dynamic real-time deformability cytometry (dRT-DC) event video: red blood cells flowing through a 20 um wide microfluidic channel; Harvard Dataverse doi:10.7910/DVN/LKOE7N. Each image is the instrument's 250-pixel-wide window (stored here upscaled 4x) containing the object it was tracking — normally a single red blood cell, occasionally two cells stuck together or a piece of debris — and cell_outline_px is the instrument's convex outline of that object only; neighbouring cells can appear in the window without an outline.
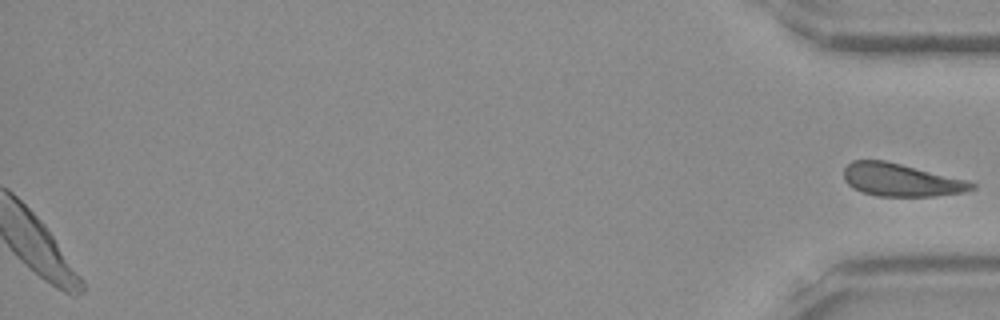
{"species": "Egyptian fruit bat (a non-hibernating species)", "species_latin": "Rousettus aegyptiacus", "temperature_condition": "room temperature", "stored_images_in_passage": 45, "segment_of_instrument_passage": [2, 2], "camera_frame_rate_fps": 3000, "um_per_image_px": 0.085, "frame": {"image": 1, "passage_image": 45, "time_ms": 14.667, "image_size_px": [1000, 320], "cell_outline_px": [[976, 188], [964, 192], [936, 196], [876, 196], [852, 188], [844, 180], [844, 168], [852, 160], [884, 160], [968, 180], [976, 184]], "centroid_in_image_um": [76.59, 15.3], "position_along_channel_um": 358.6, "area_um2": 24.45}}